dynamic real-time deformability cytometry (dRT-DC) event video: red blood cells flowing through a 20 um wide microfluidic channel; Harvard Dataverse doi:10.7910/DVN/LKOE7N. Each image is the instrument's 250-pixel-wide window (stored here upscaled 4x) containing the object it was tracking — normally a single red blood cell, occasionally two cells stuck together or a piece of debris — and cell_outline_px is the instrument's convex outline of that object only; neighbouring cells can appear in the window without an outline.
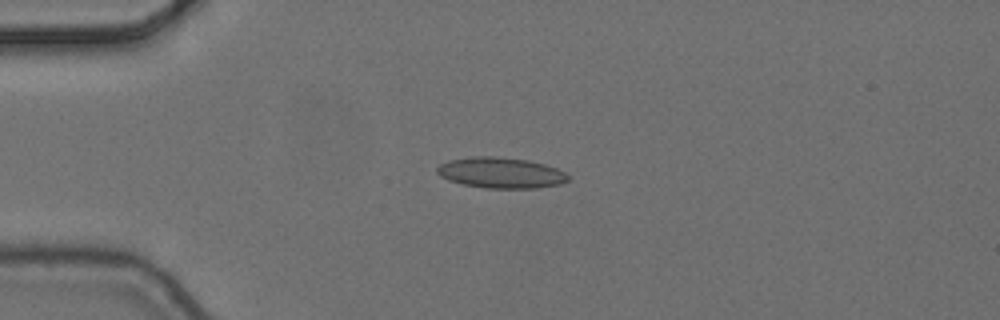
{"species": "common noctule bat (a hibernating species)", "species_latin": "Nyctalus noctula", "temperature_condition": "cold", "stored_images_in_passage": 6, "camera_frame_rate_fps": 3000, "um_per_image_px": 0.085, "animal": {"sex": "female", "body_mass_g": 24.6, "forearm_length_mm": 56.2}, "frame": {"image": 1, "passage_image": 1, "time_ms": 0.0, "image_size_px": [1000, 320], "cell_outline_px": [[568, 180], [560, 184], [536, 188], [488, 188], [464, 184], [448, 180], [440, 176], [436, 172], [436, 168], [440, 164], [448, 160], [472, 156], [496, 156], [528, 160], [544, 164], [556, 168], [564, 172], [568, 176]], "centroid_in_image_um": [42.54, 14.68], "position_along_channel_um": 42.5, "area_um2": 23.47}}
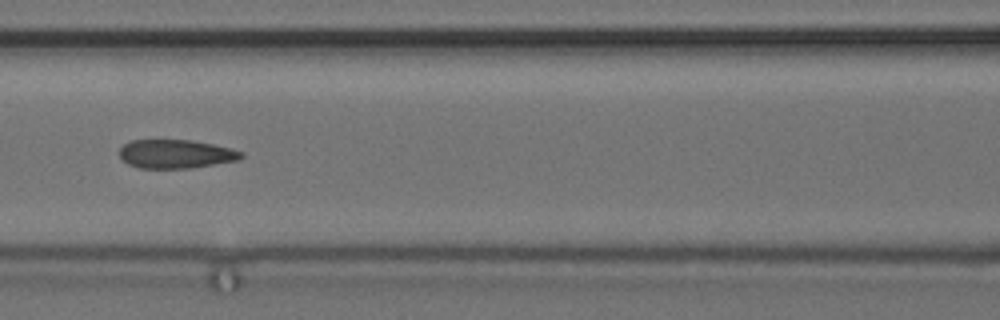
{"frame": {"image": 2, "passage_image": 4, "time_ms": 1.0, "image_size_px": [1000, 320], "cell_outline_px": [[244, 156], [240, 160], [188, 168], [140, 168], [128, 164], [120, 156], [120, 148], [124, 144], [132, 140], [188, 140], [212, 144], [232, 148], [244, 152]], "centroid_in_image_um": [14.98, 13.08], "position_along_channel_um": 151.6, "area_um2": 20.29}}
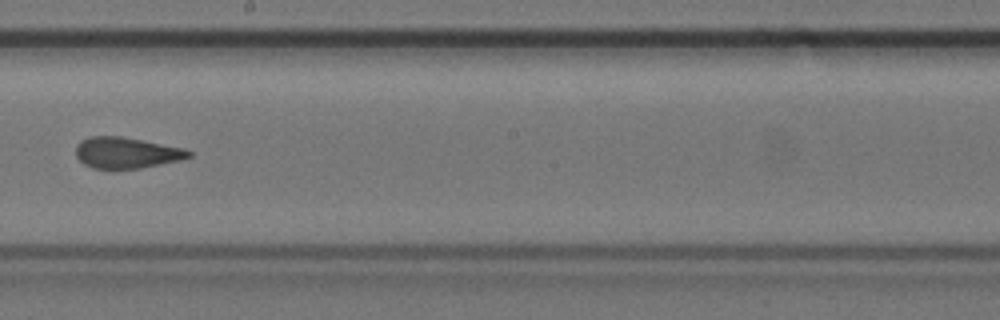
{"frame": {"image": 3, "passage_image": 6, "time_ms": 1.667, "image_size_px": [1000, 320], "cell_outline_px": [[192, 156], [184, 160], [140, 168], [92, 168], [84, 164], [76, 156], [76, 144], [80, 140], [88, 136], [120, 136], [184, 148], [192, 152]], "centroid_in_image_um": [10.76, 12.98], "position_along_channel_um": 237.4, "area_um2": 20.52}}